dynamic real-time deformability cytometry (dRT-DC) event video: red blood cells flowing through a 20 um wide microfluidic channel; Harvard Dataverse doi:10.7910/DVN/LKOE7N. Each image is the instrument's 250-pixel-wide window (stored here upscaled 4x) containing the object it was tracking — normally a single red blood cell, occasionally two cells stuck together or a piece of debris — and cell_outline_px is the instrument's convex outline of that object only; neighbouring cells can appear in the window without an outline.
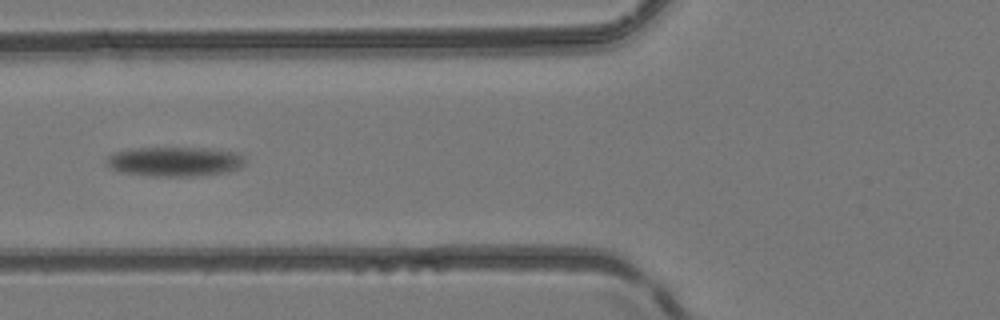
{"species": "common noctule bat (a hibernating species)", "species_latin": "Nyctalus noctula", "temperature_condition": "room temperature", "stored_images_in_passage": 10, "camera_frame_rate_fps": 3000, "um_per_image_px": 0.085, "animal": {"sex": "female", "body_mass_g": 24.6, "forearm_length_mm": 56.2}, "frame": {"image": 1, "passage_image": 7, "time_ms": 7.0, "image_size_px": [1000, 320], "cell_outline_px": [[244, 164], [240, 168], [228, 172], [192, 176], [148, 176], [120, 172], [104, 164], [104, 160], [112, 152], [136, 148], [208, 148], [240, 152], [244, 156]], "centroid_in_image_um": [14.85, 13.73], "position_along_channel_um": 111.0, "area_um2": 24.22}}
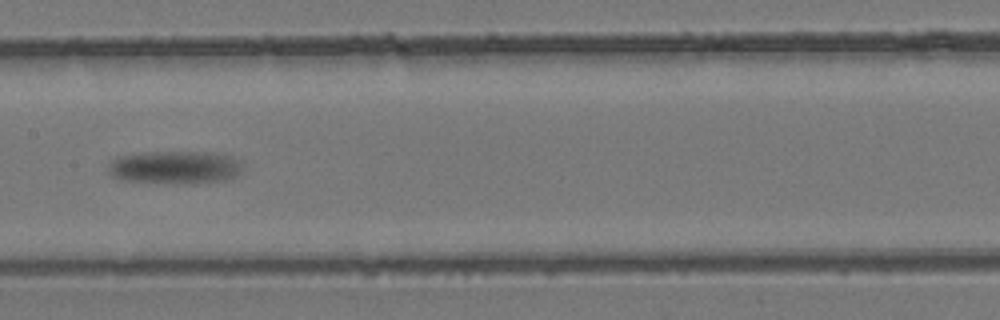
{"frame": {"image": 2, "passage_image": 9, "time_ms": 9.333, "image_size_px": [1000, 320], "cell_outline_px": [[240, 168], [232, 180], [172, 184], [120, 180], [112, 176], [108, 172], [108, 164], [116, 156], [144, 152], [212, 152], [228, 156], [240, 160]], "centroid_in_image_um": [14.8, 14.23], "position_along_channel_um": 192.6, "area_um2": 26.07}}
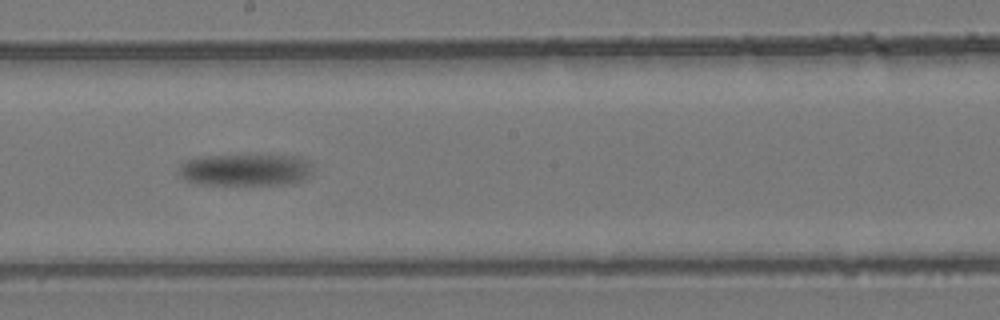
{"frame": {"image": 3, "passage_image": 10, "time_ms": 10.333, "image_size_px": [1000, 320], "cell_outline_px": [[308, 176], [304, 180], [292, 184], [200, 184], [184, 180], [176, 172], [180, 164], [188, 160], [200, 156], [292, 156], [304, 160], [308, 164]], "centroid_in_image_um": [20.74, 14.45], "position_along_channel_um": 227.5, "area_um2": 24.45}}